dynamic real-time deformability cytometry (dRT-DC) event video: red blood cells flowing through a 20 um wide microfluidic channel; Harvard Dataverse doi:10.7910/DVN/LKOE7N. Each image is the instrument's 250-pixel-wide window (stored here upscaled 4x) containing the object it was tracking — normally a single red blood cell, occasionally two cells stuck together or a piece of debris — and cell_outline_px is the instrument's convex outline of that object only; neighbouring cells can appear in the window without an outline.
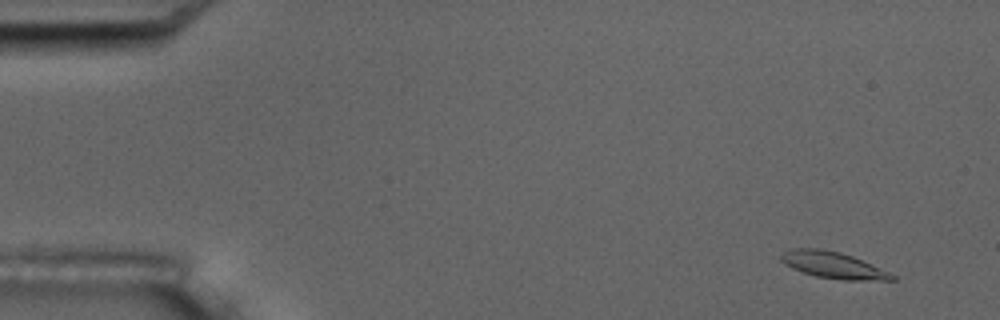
{"species": "common noctule bat (a hibernating species)", "species_latin": "Nyctalus noctula", "temperature_condition": "room temperature", "stored_images_in_passage": 9, "camera_frame_rate_fps": 3000, "um_per_image_px": 0.085, "animal": {"sex": "male", "body_mass_g": 17.5, "forearm_length_mm": 52.3}, "frame": {"image": 1, "passage_image": 1, "time_ms": 0.0, "image_size_px": [1000, 320], "cell_outline_px": [[896, 280], [844, 280], [816, 276], [792, 268], [784, 264], [780, 260], [780, 256], [784, 252], [792, 248], [820, 248], [840, 252], [852, 256], [888, 272], [896, 276]], "centroid_in_image_um": [70.78, 22.52], "position_along_channel_um": 14.2, "area_um2": 16.94}}
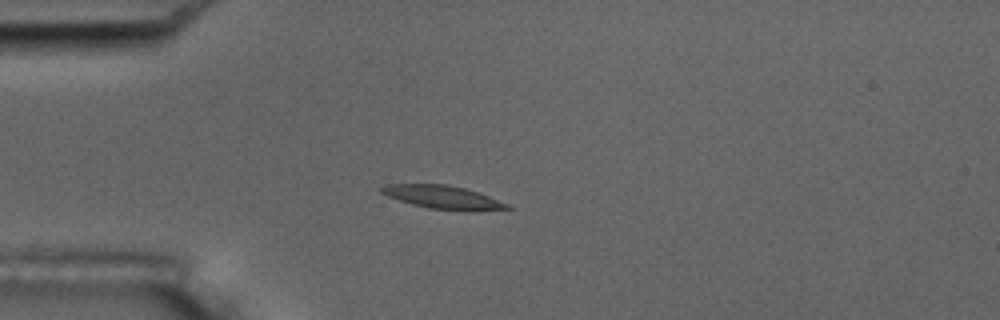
{"frame": {"image": 2, "passage_image": 4, "time_ms": 3.667, "image_size_px": [1000, 320], "cell_outline_px": [[516, 208], [472, 212], [468, 212], [428, 208], [412, 204], [388, 196], [380, 192], [380, 188], [384, 184], [448, 184], [464, 188], [488, 196], [508, 204]], "centroid_in_image_um": [37.69, 16.78], "position_along_channel_um": 47.3, "area_um2": 17.22}}
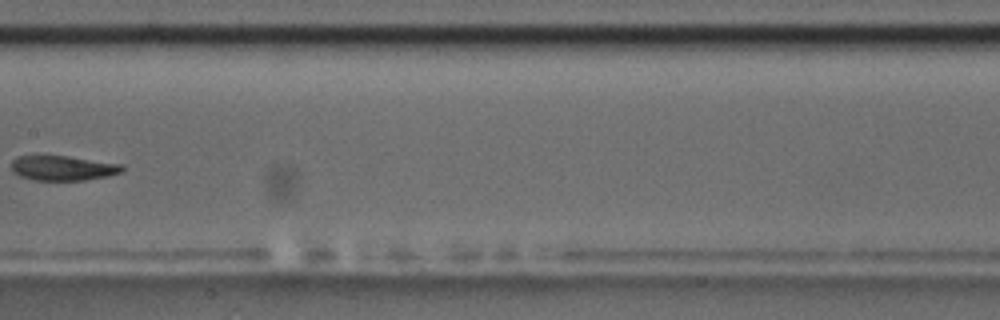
{"frame": {"image": 3, "passage_image": 8, "time_ms": 8.333, "image_size_px": [1000, 320], "cell_outline_px": [[124, 168], [120, 172], [108, 176], [84, 180], [32, 180], [20, 176], [12, 172], [12, 160], [16, 156], [68, 156], [124, 164]], "centroid_in_image_um": [5.34, 14.28], "position_along_channel_um": 202.1, "area_um2": 16.07}}